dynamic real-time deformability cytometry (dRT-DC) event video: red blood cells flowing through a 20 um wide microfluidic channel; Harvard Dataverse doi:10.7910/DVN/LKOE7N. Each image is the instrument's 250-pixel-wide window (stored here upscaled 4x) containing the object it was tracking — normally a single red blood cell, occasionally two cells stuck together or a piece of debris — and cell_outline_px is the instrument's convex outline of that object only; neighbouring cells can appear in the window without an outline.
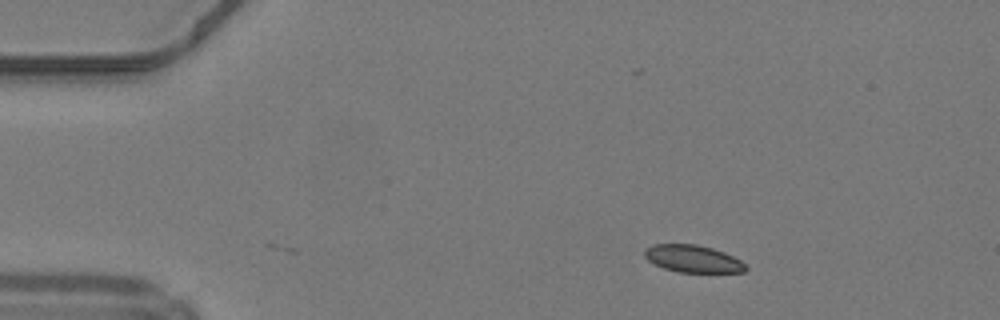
{"species": "common noctule bat (a hibernating species)", "species_latin": "Nyctalus noctula", "temperature_condition": "warm", "stored_images_in_passage": 35, "camera_frame_rate_fps": 3000, "um_per_image_px": 0.085, "animal": {"sex": "male", "body_mass_g": 19.2, "forearm_length_mm": 51.8}, "frame": {"image": 1, "passage_image": 1, "time_ms": 0.0, "image_size_px": [1000, 320], "cell_outline_px": [[748, 268], [744, 272], [676, 272], [664, 268], [648, 260], [644, 256], [644, 248], [652, 244], [696, 244], [712, 248], [724, 252], [740, 260]], "centroid_in_image_um": [58.87, 21.99], "position_along_channel_um": 26.1, "area_um2": 16.07}}
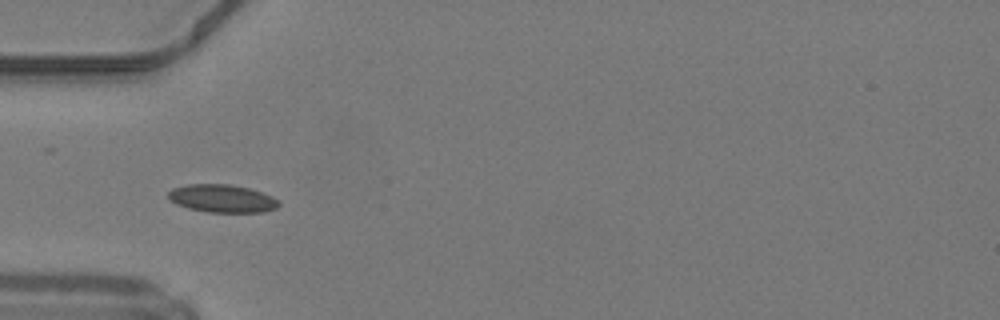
{"frame": {"image": 2, "passage_image": 9, "time_ms": 2.667, "image_size_px": [1000, 320], "cell_outline_px": [[280, 204], [276, 208], [264, 212], [208, 212], [188, 208], [176, 204], [168, 200], [168, 192], [172, 188], [188, 184], [228, 184], [248, 188], [272, 196], [280, 200]], "centroid_in_image_um": [18.87, 16.87], "position_along_channel_um": 66.1, "area_um2": 18.03}}
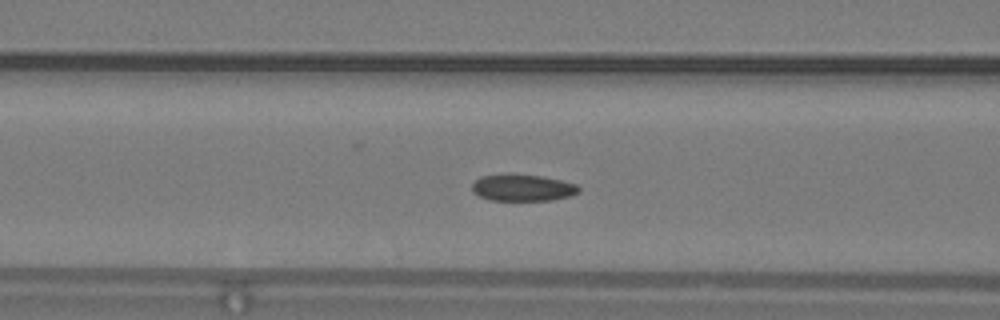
{"frame": {"image": 3, "passage_image": 13, "time_ms": 4.0, "image_size_px": [1000, 320], "cell_outline_px": [[580, 192], [572, 196], [552, 200], [488, 200], [472, 192], [472, 184], [480, 176], [544, 176], [576, 184], [580, 188]], "centroid_in_image_um": [44.47, 15.99], "position_along_channel_um": 122.1, "area_um2": 16.18}, "authors_computed_cell_mechanics": {"area_um2": 17.1088, "velocity_mm_per_s": 4.2006, "shape_relaxation_time_tau1_ms": null, "shape_relaxation_time_tau2_ms": 2.261, "deformation_change_tau1": null, "deformation_change_tau2": 0.0534}}